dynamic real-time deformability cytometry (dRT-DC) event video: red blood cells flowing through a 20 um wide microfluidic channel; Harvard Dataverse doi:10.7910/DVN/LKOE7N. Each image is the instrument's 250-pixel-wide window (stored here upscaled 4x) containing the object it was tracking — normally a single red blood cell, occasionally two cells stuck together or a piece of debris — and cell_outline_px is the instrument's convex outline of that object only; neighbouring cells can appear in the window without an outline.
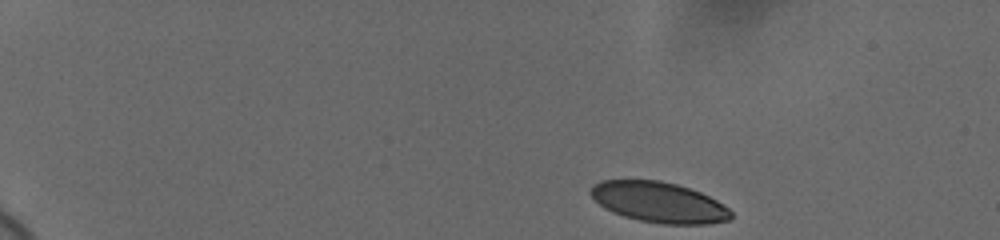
{"species": "human", "species_latin": "Homo sapiens", "temperature_condition": "cold", "stored_images_in_passage": 49, "camera_frame_rate_fps": 3000, "um_per_image_px": 0.085, "donor": {"sex": "female"}, "frame": {"image": 1, "passage_image": 1, "time_ms": 0.0, "image_size_px": [1000, 240], "cell_outline_px": [[732, 220], [708, 224], [664, 224], [640, 220], [624, 216], [612, 212], [604, 208], [588, 192], [600, 180], [660, 180], [676, 184], [700, 192], [716, 200], [728, 208], [732, 212]], "centroid_in_image_um": [56.03, 17.2], "position_along_channel_um": 29.0, "area_um2": 33.0}}
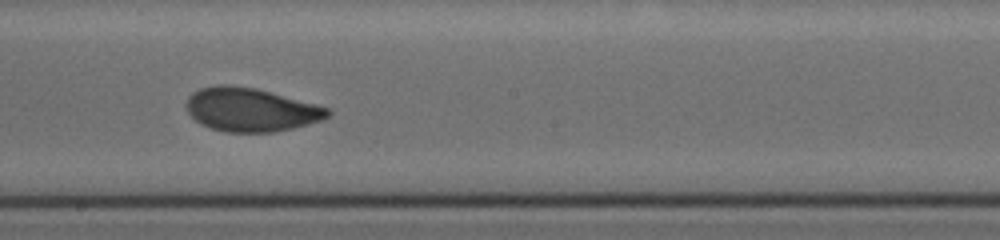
{"frame": {"image": 2, "passage_image": 27, "time_ms": 8.667, "image_size_px": [1000, 240], "cell_outline_px": [[332, 112], [328, 116], [320, 120], [308, 124], [292, 128], [272, 132], [224, 132], [200, 124], [188, 112], [184, 104], [188, 96], [192, 92], [200, 88], [220, 84], [224, 84], [256, 88], [316, 104], [328, 108]], "centroid_in_image_um": [21.28, 9.32], "position_along_channel_um": 226.9, "area_um2": 35.84}}
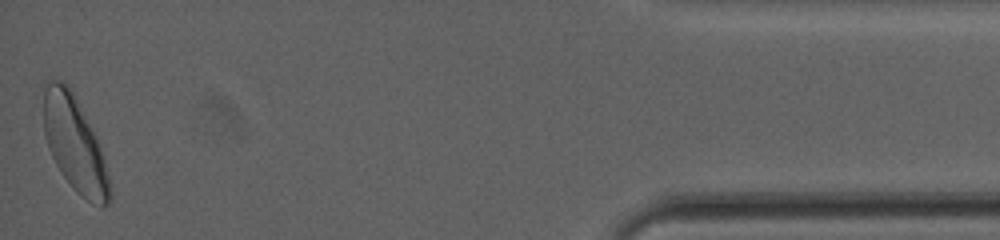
{"frame": {"image": 3, "passage_image": 49, "time_ms": 16.0, "image_size_px": [1000, 240], "cell_outline_px": [[112, 196], [108, 204], [104, 208], [100, 208], [92, 204], [80, 196], [72, 188], [56, 164], [48, 148], [44, 132], [44, 88], [48, 80], [60, 80], [72, 88], [96, 136], [104, 160], [112, 188]], "centroid_in_image_um": [6.37, 12.29], "position_along_channel_um": 428.8, "area_um2": 36.82}, "authors_computed_cell_mechanics": {"area_um2": 35.3736, "velocity_mm_per_s": 3.6517, "shape_relaxation_time_tau1_ms": 4.3442, "shape_relaxation_time_tau2_ms": 0.633, "deformation_change_tau1": 0.1422, "deformation_change_tau2": 0.0609}}